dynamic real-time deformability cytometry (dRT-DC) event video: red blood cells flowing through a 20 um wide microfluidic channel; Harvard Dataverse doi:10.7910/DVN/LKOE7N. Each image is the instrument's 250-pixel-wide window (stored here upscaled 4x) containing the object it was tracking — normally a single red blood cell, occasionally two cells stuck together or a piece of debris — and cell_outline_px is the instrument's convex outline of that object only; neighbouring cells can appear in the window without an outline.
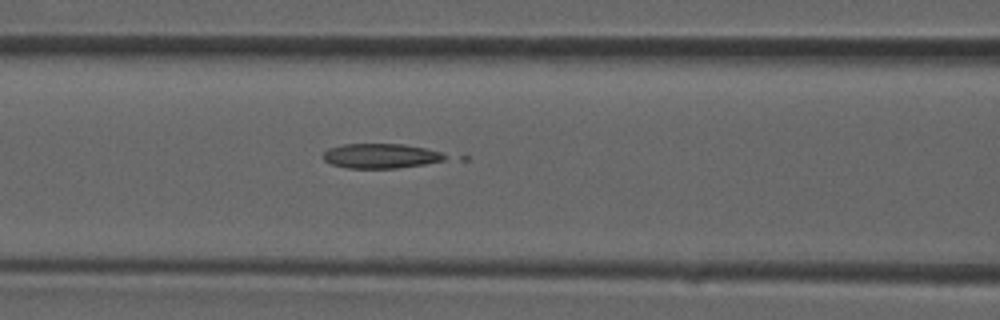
{"species": "common noctule bat (a hibernating species)", "species_latin": "Nyctalus noctula", "temperature_condition": "room temperature", "stored_images_in_passage": 11, "camera_frame_rate_fps": 3000, "um_per_image_px": 0.085, "animal": {"sex": "male", "forearm_length_mm": 52.5}, "frame": {"image": 1, "passage_image": 4, "time_ms": 1.0, "image_size_px": [1000, 320], "cell_outline_px": [[448, 156], [444, 160], [424, 164], [396, 168], [348, 168], [332, 164], [324, 160], [320, 156], [328, 148], [344, 144], [404, 144], [424, 148], [440, 152]], "centroid_in_image_um": [32.32, 13.25], "position_along_channel_um": 134.3, "area_um2": 17.51}}